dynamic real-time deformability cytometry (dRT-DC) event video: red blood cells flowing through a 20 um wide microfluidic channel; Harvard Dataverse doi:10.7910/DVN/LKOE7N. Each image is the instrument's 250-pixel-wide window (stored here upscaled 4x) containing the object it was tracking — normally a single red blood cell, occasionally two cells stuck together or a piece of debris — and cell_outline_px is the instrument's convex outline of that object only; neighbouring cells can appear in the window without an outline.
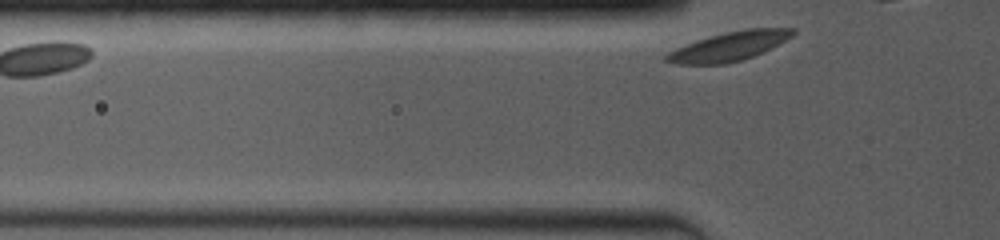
{"species": "common noctule bat (a hibernating species)", "species_latin": "Nyctalus noctula", "temperature_condition": "room temperature", "stored_images_in_passage": 3, "segment_of_instrument_passage": [2, 2], "camera_frame_rate_fps": 4000, "um_per_image_px": 0.085, "animal": {"sex": "female", "body_mass_g": 19.0, "forearm_length_mm": 53.3}, "frame": {"image": 1, "passage_image": 3, "time_ms": 1.5, "image_size_px": [1000, 240], "cell_outline_px": [[796, 32], [792, 36], [764, 52], [740, 60], [724, 64], [676, 64], [664, 60], [664, 56], [668, 52], [676, 48], [712, 36], [744, 28], [796, 28]], "centroid_in_image_um": [62.0, 3.94], "position_along_channel_um": 63.8, "area_um2": 21.04}}